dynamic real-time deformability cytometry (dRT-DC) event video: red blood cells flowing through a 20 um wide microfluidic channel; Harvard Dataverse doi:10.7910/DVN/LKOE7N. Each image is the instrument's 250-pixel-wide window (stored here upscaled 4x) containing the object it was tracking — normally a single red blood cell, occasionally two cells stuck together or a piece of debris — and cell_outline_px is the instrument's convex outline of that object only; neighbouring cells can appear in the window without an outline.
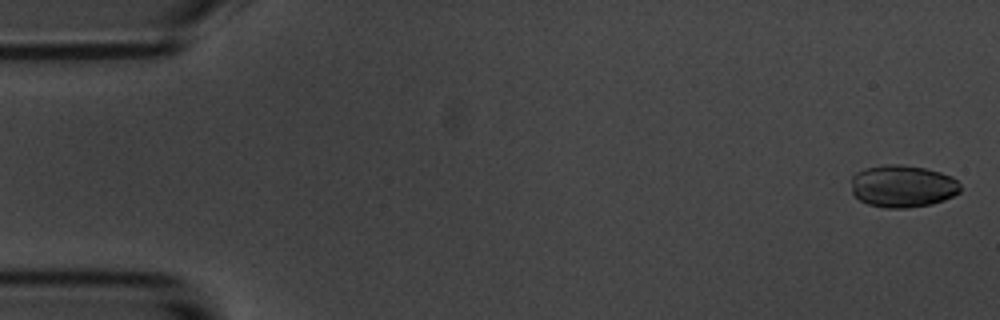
{"species": "common noctule bat (a hibernating species)", "species_latin": "Nyctalus noctula", "temperature_condition": "room temperature", "stored_images_in_passage": 57, "camera_frame_rate_fps": 3000, "um_per_image_px": 0.085, "animal": {"sex": "male", "body_mass_g": 20.1, "forearm_length_mm": 53.5}, "frame": {"image": 1, "passage_image": 2, "time_ms": 0.333, "image_size_px": [1000, 320], "cell_outline_px": [[960, 192], [944, 200], [932, 204], [904, 208], [888, 208], [868, 204], [860, 200], [852, 192], [852, 176], [856, 172], [868, 168], [888, 164], [896, 164], [924, 168], [940, 172], [952, 176], [960, 184]], "centroid_in_image_um": [76.74, 15.83], "position_along_channel_um": 8.3, "area_um2": 26.7}}
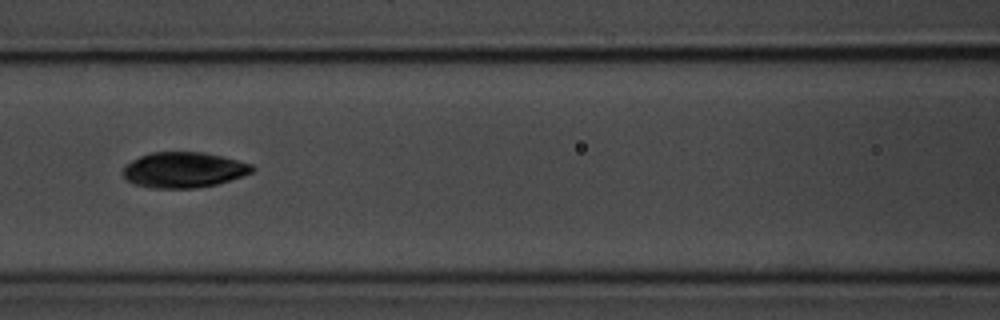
{"frame": {"image": 2, "passage_image": 25, "time_ms": 8.0, "image_size_px": [1000, 320], "cell_outline_px": [[256, 168], [252, 172], [216, 184], [196, 188], [152, 188], [136, 184], [128, 180], [120, 172], [132, 160], [140, 156], [152, 152], [200, 152], [220, 156], [252, 164]], "centroid_in_image_um": [15.59, 14.44], "position_along_channel_um": 151.0, "area_um2": 26.41}}
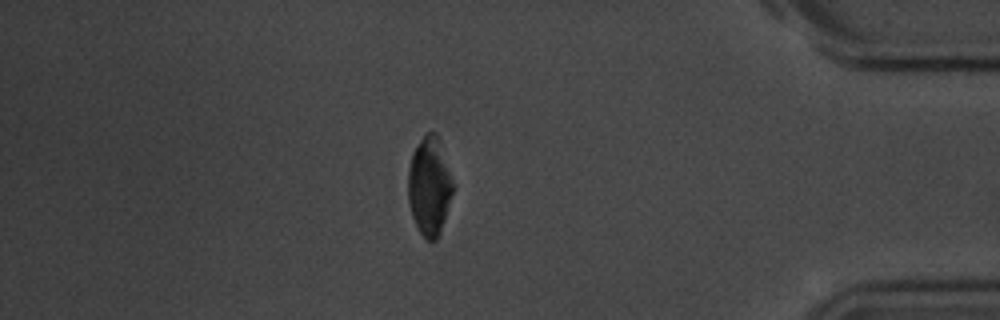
{"frame": {"image": 3, "passage_image": 49, "time_ms": 16.0, "image_size_px": [1000, 320], "cell_outline_px": [[452, 192], [444, 220], [440, 232], [436, 240], [424, 240], [412, 216], [408, 200], [408, 168], [412, 152], [420, 140], [428, 132], [436, 132], [440, 140], [452, 180]], "centroid_in_image_um": [36.47, 15.81], "position_along_channel_um": 398.7, "area_um2": 25.49}, "authors_computed_cell_mechanics": {"area_um2": 26.4724, "velocity_mm_per_s": 3.5588, "shape_relaxation_time_tau1_ms": 2.4554, "shape_relaxation_time_tau2_ms": 4.805, "deformation_change_tau1": 0.0871, "deformation_change_tau2": 0.0769}}